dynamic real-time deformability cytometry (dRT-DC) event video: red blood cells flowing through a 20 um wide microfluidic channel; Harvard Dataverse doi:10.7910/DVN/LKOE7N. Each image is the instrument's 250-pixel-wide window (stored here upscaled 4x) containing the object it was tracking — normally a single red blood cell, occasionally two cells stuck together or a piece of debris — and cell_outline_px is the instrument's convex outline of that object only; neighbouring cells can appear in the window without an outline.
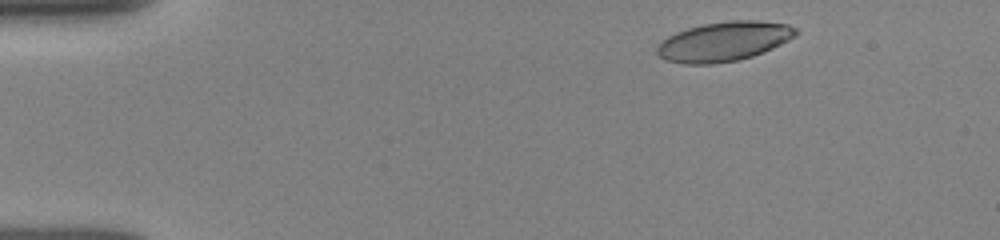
{"species": "human", "species_latin": "Homo sapiens", "temperature_condition": "room temperature", "stored_images_in_passage": 4, "camera_frame_rate_fps": 3000, "um_per_image_px": 0.085, "donor": {"sex": "female"}, "frame": {"image": 1, "passage_image": 1, "time_ms": 0.0, "image_size_px": [1000, 240], "cell_outline_px": [[800, 32], [796, 36], [764, 52], [752, 56], [736, 60], [712, 64], [684, 64], [664, 60], [656, 52], [656, 48], [668, 36], [676, 32], [688, 28], [704, 24], [728, 20], [756, 20], [788, 24], [796, 28]], "centroid_in_image_um": [61.55, 3.52], "position_along_channel_um": 23.5, "area_um2": 31.91}}